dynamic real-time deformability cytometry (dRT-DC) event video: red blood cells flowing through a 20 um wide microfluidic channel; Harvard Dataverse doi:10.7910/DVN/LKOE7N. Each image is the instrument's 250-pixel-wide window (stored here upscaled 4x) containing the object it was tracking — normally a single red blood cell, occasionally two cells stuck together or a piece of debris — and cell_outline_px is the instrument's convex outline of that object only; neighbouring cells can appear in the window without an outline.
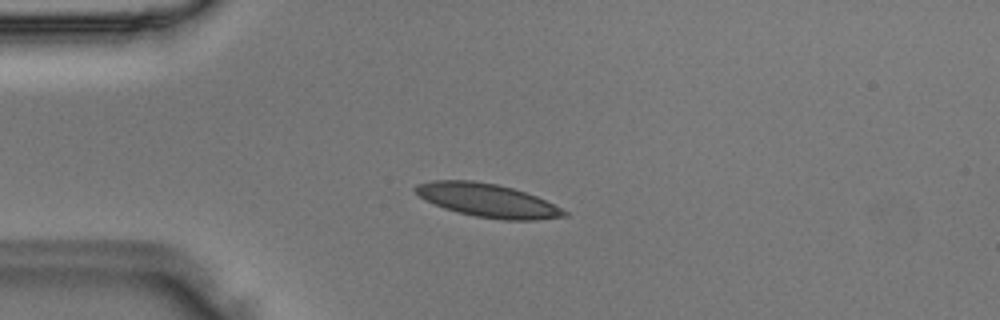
{"species": "Egyptian fruit bat (a non-hibernating species)", "species_latin": "Rousettus aegyptiacus", "temperature_condition": "room temperature", "stored_images_in_passage": 38, "camera_frame_rate_fps": 3000, "um_per_image_px": 0.085, "animal": {"sex": "male"}, "frame": {"image": 1, "passage_image": 2, "time_ms": 0.333, "image_size_px": [1000, 320], "cell_outline_px": [[568, 216], [536, 220], [504, 220], [476, 216], [444, 208], [424, 200], [412, 188], [416, 184], [432, 180], [472, 180], [496, 184], [512, 188], [536, 196], [568, 212]], "centroid_in_image_um": [41.41, 17.02], "position_along_channel_um": 43.6, "area_um2": 28.73}}
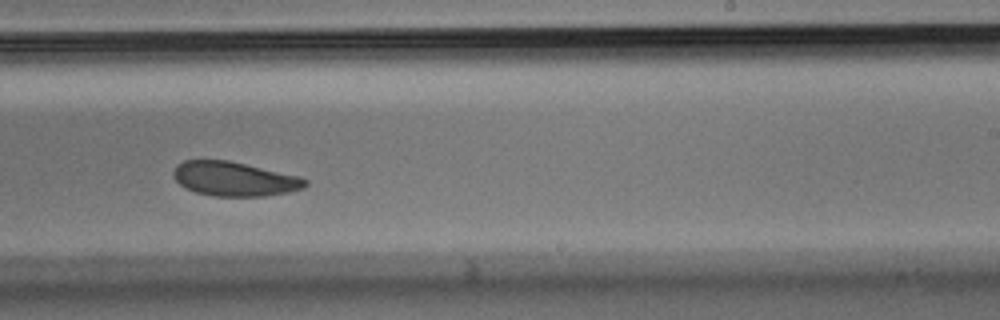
{"frame": {"image": 2, "passage_image": 20, "time_ms": 6.333, "image_size_px": [1000, 320], "cell_outline_px": [[308, 184], [304, 188], [288, 192], [264, 196], [216, 196], [196, 192], [180, 184], [172, 176], [172, 172], [176, 164], [184, 160], [228, 160], [300, 176], [308, 180]], "centroid_in_image_um": [19.93, 15.2], "position_along_channel_um": 269.1, "area_um2": 26.36}}
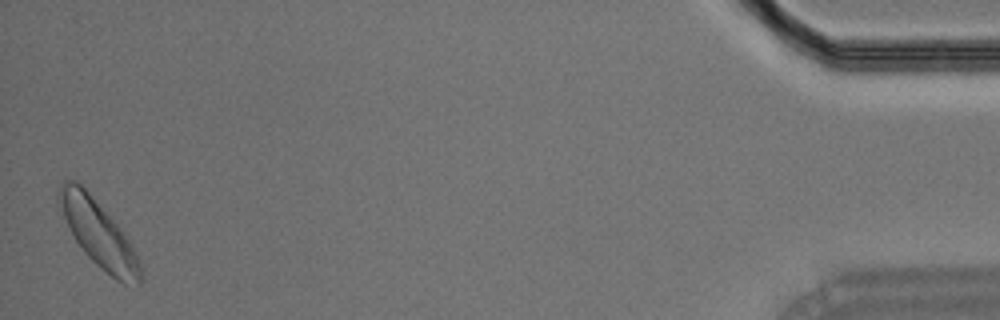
{"frame": {"image": 3, "passage_image": 38, "time_ms": 12.333, "image_size_px": [1000, 320], "cell_outline_px": [[144, 280], [140, 284], [124, 284], [116, 280], [96, 264], [84, 252], [76, 240], [56, 204], [56, 196], [64, 180], [76, 180], [88, 192], [120, 228], [128, 240], [140, 260], [144, 268]], "centroid_in_image_um": [8.4, 19.9], "position_along_channel_um": 426.8, "area_um2": 31.27}}